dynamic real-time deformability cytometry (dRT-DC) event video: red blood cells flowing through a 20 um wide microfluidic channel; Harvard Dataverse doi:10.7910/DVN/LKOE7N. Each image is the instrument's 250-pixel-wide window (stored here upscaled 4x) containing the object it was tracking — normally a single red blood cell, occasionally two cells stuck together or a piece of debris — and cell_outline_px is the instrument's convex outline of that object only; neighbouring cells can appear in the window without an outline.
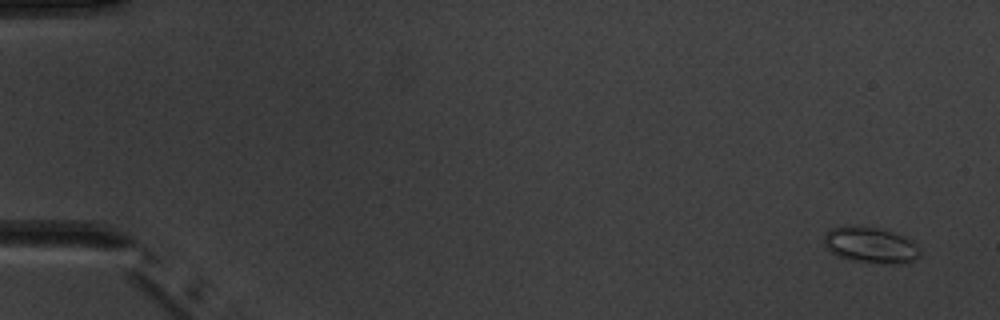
{"species": "common noctule bat (a hibernating species)", "species_latin": "Nyctalus noctula", "temperature_condition": "warm", "stored_images_in_passage": 4, "segment_of_instrument_passage": [2, 2], "camera_frame_rate_fps": 3000, "um_per_image_px": 0.085, "animal": {"sex": "male", "body_mass_g": 20.1, "forearm_length_mm": 53.5}, "frame": {"image": 1, "passage_image": 4, "time_ms": 4.667, "image_size_px": [1000, 320], "cell_outline_px": [[920, 256], [916, 260], [848, 260], [832, 252], [824, 244], [824, 236], [832, 228], [848, 224], [852, 224], [876, 228], [904, 236], [916, 244], [920, 248]], "centroid_in_image_um": [73.94, 20.75], "position_along_channel_um": 11.1, "area_um2": 19.07}}